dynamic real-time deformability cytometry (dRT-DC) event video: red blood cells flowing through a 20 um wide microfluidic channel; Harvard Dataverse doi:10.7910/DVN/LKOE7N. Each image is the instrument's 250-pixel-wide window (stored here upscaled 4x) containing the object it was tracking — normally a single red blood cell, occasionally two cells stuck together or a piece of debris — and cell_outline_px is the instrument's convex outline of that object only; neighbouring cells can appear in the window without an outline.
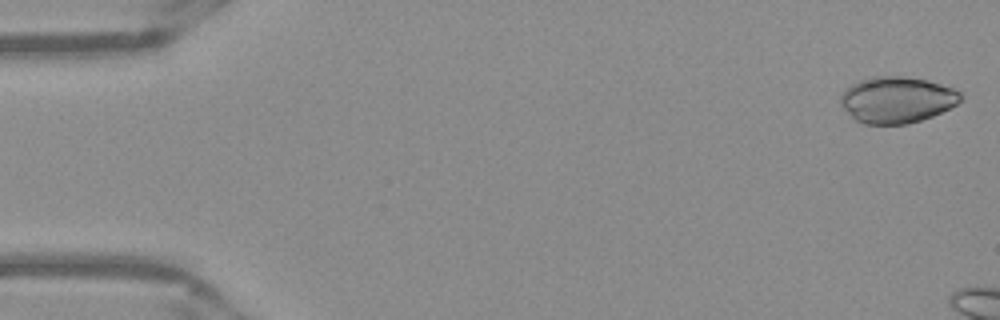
{"species": "Egyptian fruit bat (a non-hibernating species)", "species_latin": "Rousettus aegyptiacus", "temperature_condition": "warm", "stored_images_in_passage": 6, "camera_frame_rate_fps": 3000, "um_per_image_px": 0.085, "frame": {"image": 1, "passage_image": 1, "time_ms": 0.0, "image_size_px": [1000, 320], "cell_outline_px": [[964, 96], [956, 104], [932, 116], [908, 124], [864, 124], [856, 120], [840, 104], [840, 96], [844, 88], [860, 80], [872, 76], [904, 76], [928, 80], [952, 88], [960, 92]], "centroid_in_image_um": [76.21, 8.47], "position_along_channel_um": 8.8, "area_um2": 32.37}}